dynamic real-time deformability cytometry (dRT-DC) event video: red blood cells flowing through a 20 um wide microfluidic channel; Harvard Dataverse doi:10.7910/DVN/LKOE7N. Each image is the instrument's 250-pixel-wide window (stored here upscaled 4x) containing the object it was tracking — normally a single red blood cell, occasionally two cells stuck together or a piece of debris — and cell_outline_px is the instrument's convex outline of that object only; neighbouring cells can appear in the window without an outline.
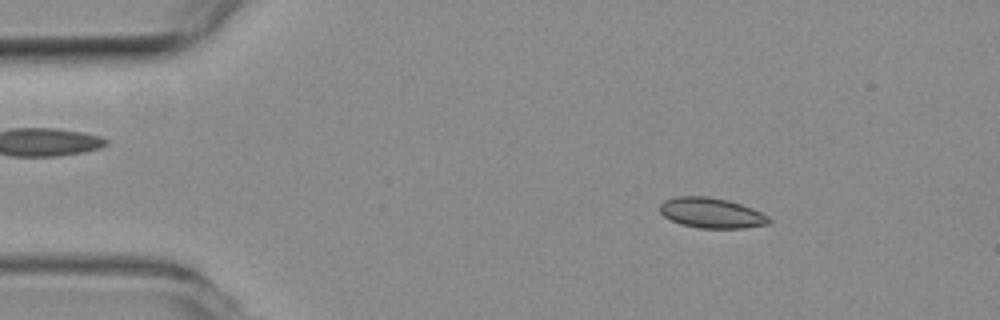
{"species": "common noctule bat (a hibernating species)", "species_latin": "Nyctalus noctula", "temperature_condition": "room temperature", "stored_images_in_passage": 49, "segment_of_instrument_passage": [1, 2], "camera_frame_rate_fps": 3000, "um_per_image_px": 0.085, "animal": {"sex": "female", "body_mass_g": 19.3, "forearm_length_mm": 54.1}, "frame": {"image": 1, "passage_image": 2, "time_ms": 0.333, "image_size_px": [1000, 320], "cell_outline_px": [[772, 220], [768, 224], [744, 228], [700, 228], [680, 224], [664, 216], [660, 212], [660, 204], [664, 200], [676, 196], [708, 196], [728, 200], [752, 208], [768, 216]], "centroid_in_image_um": [60.47, 18.09], "position_along_channel_um": 24.5, "area_um2": 19.25}}
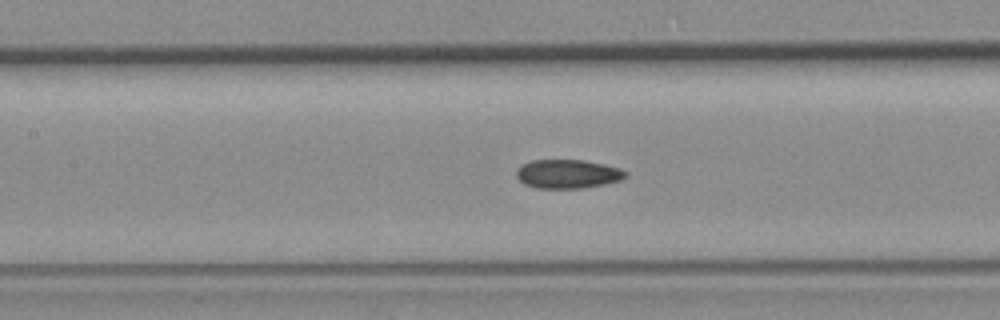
{"frame": {"image": 2, "passage_image": 18, "time_ms": 5.667, "image_size_px": [1000, 320], "cell_outline_px": [[628, 176], [620, 180], [604, 184], [584, 188], [536, 188], [524, 184], [516, 176], [516, 168], [532, 160], [584, 160], [604, 164], [620, 168], [628, 172]], "centroid_in_image_um": [48.27, 14.78], "position_along_channel_um": 159.1, "area_um2": 18.44}}
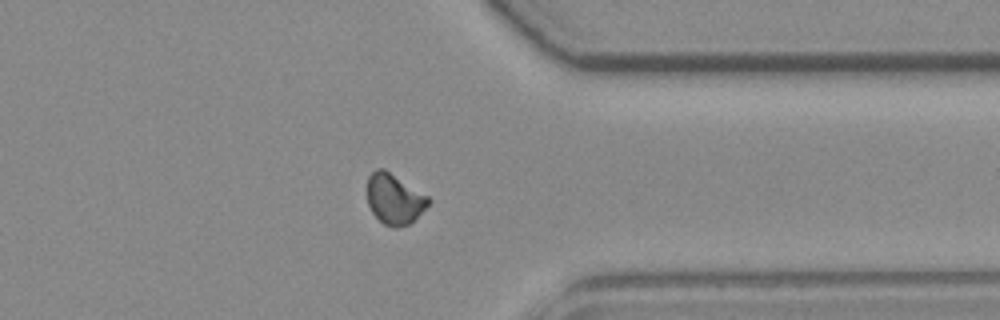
{"frame": {"image": 3, "passage_image": 36, "time_ms": 11.667, "image_size_px": [1000, 320], "cell_outline_px": [[432, 200], [408, 224], [396, 228], [392, 228], [384, 224], [372, 212], [368, 204], [368, 176], [376, 168], [384, 168], [428, 196]], "centroid_in_image_um": [33.5, 16.89], "position_along_channel_um": 377.9, "area_um2": 17.69}}